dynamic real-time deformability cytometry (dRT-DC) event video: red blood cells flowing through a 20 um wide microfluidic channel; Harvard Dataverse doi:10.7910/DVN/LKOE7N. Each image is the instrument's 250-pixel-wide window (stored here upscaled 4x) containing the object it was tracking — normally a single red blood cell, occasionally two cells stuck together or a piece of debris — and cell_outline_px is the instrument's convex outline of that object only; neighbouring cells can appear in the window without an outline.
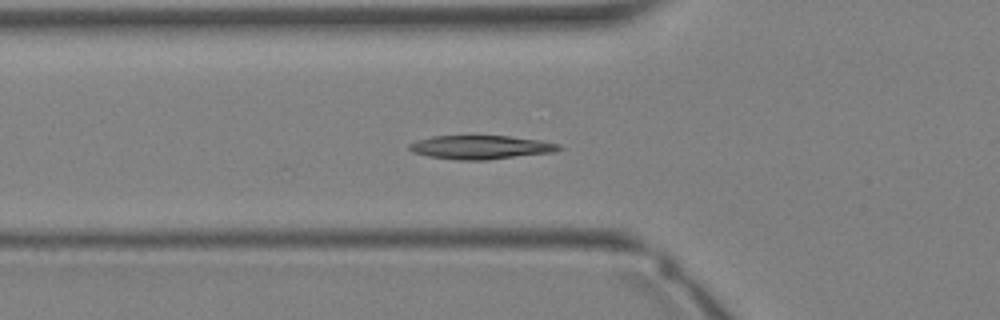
{"species": "Egyptian fruit bat (a non-hibernating species)", "species_latin": "Rousettus aegyptiacus", "temperature_condition": "warm", "stored_images_in_passage": 25, "camera_frame_rate_fps": 3000, "um_per_image_px": 0.085, "animal": {"sex": "female"}, "frame": {"image": 1, "passage_image": 2, "time_ms": 0.333, "image_size_px": [1000, 320], "cell_outline_px": [[564, 148], [556, 152], [488, 160], [460, 160], [428, 156], [412, 152], [408, 148], [408, 144], [416, 140], [432, 136], [508, 136], [540, 140], [560, 144]], "centroid_in_image_um": [40.89, 12.52], "position_along_channel_um": 84.9, "area_um2": 20.87}}
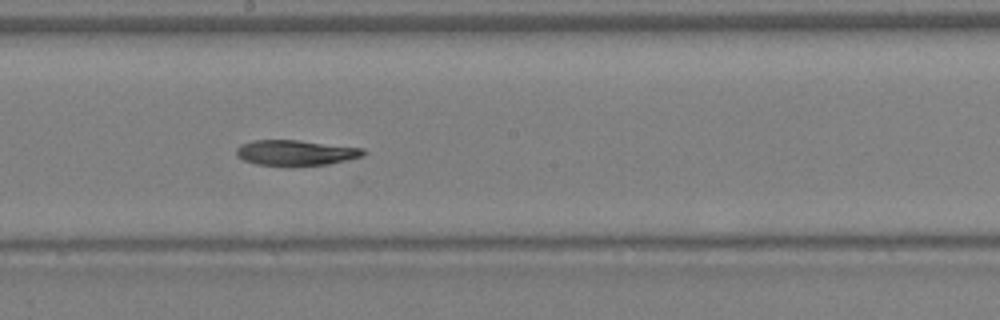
{"frame": {"image": 2, "passage_image": 9, "time_ms": 2.667, "image_size_px": [1000, 320], "cell_outline_px": [[368, 152], [364, 156], [348, 160], [328, 164], [256, 164], [244, 160], [236, 156], [236, 148], [240, 144], [252, 140], [296, 140], [364, 148]], "centroid_in_image_um": [25.16, 12.95], "position_along_channel_um": 223.0, "area_um2": 18.5}}
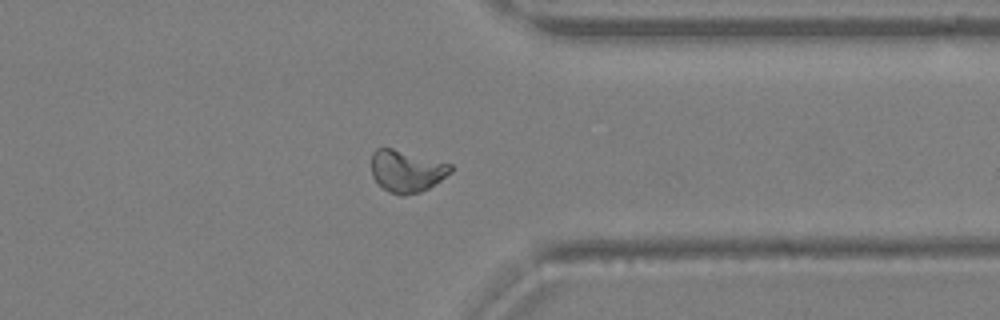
{"frame": {"image": 3, "passage_image": 17, "time_ms": 5.333, "image_size_px": [1000, 320], "cell_outline_px": [[452, 172], [428, 188], [420, 192], [404, 196], [400, 196], [388, 192], [372, 176], [372, 152], [376, 148], [392, 148], [452, 164]], "centroid_in_image_um": [34.56, 14.55], "position_along_channel_um": 376.8, "area_um2": 19.31}}